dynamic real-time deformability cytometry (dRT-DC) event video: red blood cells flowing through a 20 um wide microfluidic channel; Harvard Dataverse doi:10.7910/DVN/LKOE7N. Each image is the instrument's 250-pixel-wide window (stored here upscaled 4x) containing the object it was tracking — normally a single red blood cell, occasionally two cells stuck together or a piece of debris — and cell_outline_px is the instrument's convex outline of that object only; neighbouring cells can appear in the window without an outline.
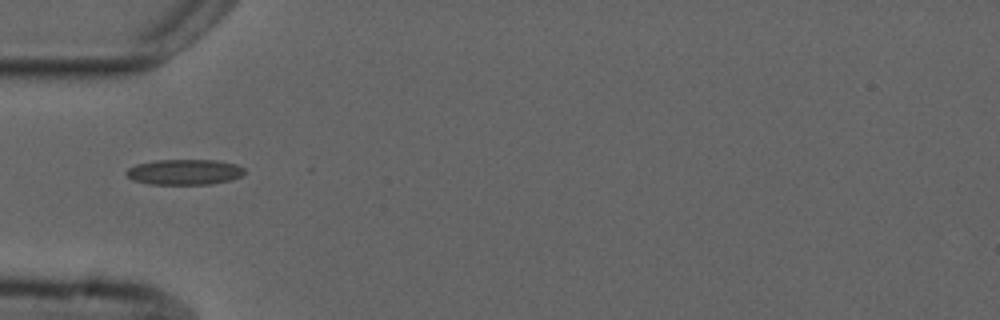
{"species": "common noctule bat (a hibernating species)", "species_latin": "Nyctalus noctula", "temperature_condition": "cold", "stored_images_in_passage": 18, "camera_frame_rate_fps": 3000, "um_per_image_px": 0.085, "animal": {"sex": "male", "forearm_length_mm": 52.5}, "frame": {"image": 1, "passage_image": 1, "time_ms": 0.0, "image_size_px": [1000, 320], "cell_outline_px": [[244, 172], [240, 176], [232, 180], [212, 184], [148, 184], [132, 180], [124, 172], [128, 168], [136, 164], [156, 160], [216, 160], [236, 164], [244, 168]], "centroid_in_image_um": [15.66, 14.62], "position_along_channel_um": 69.3, "area_um2": 17.63}}
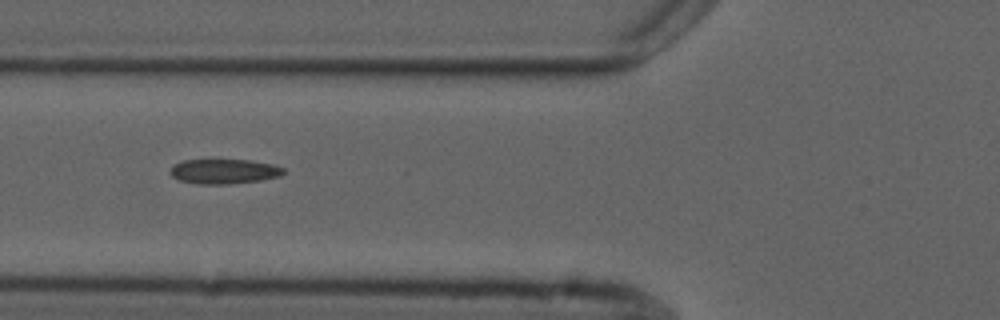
{"frame": {"image": 2, "passage_image": 4, "time_ms": 1.0, "image_size_px": [1000, 320], "cell_outline_px": [[284, 172], [280, 176], [260, 180], [228, 184], [200, 184], [180, 180], [172, 176], [172, 168], [176, 164], [184, 160], [252, 160], [272, 164], [284, 168]], "centroid_in_image_um": [19.09, 14.57], "position_along_channel_um": 106.7, "area_um2": 16.07}}
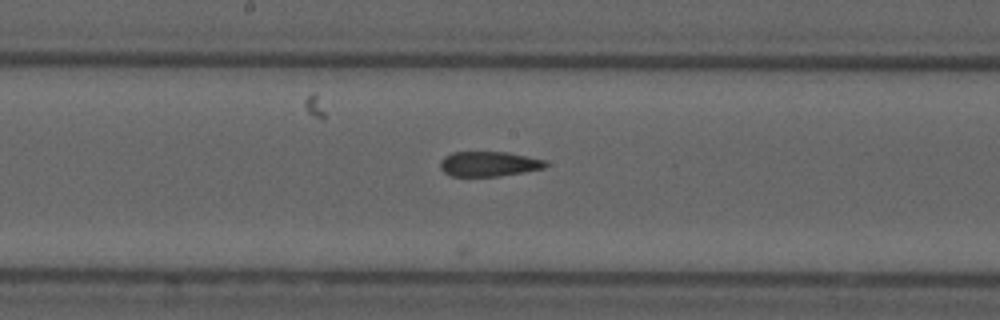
{"frame": {"image": 3, "passage_image": 12, "time_ms": 3.667, "image_size_px": [1000, 320], "cell_outline_px": [[548, 164], [544, 168], [500, 176], [452, 176], [444, 172], [440, 168], [440, 160], [444, 156], [452, 152], [508, 152], [544, 160]], "centroid_in_image_um": [41.51, 13.93], "position_along_channel_um": 206.7, "area_um2": 15.26}}